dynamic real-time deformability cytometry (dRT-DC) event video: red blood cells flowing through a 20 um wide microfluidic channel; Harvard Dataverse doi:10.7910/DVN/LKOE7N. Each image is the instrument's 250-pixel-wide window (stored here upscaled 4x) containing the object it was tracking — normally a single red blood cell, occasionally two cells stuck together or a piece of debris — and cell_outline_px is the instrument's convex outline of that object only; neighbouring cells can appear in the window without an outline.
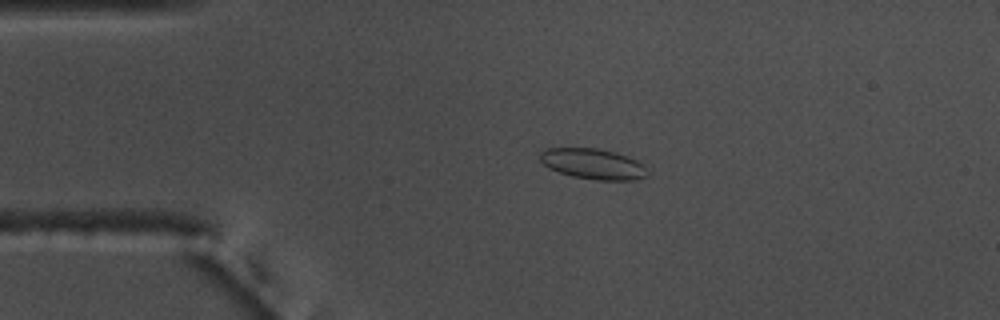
{"species": "common noctule bat (a hibernating species)", "species_latin": "Nyctalus noctula", "temperature_condition": "warm", "stored_images_in_passage": 49, "camera_frame_rate_fps": 3000, "um_per_image_px": 0.085, "animal": {"sex": "male", "body_mass_g": 17.5, "forearm_length_mm": 52.3}, "frame": {"image": 1, "passage_image": 5, "time_ms": 1.333, "image_size_px": [1000, 320], "cell_outline_px": [[648, 176], [636, 180], [596, 180], [572, 176], [548, 168], [540, 160], [540, 152], [544, 148], [596, 148], [616, 152], [628, 156], [636, 160], [648, 172]], "centroid_in_image_um": [50.39, 13.93], "position_along_channel_um": 34.6, "area_um2": 19.13}}
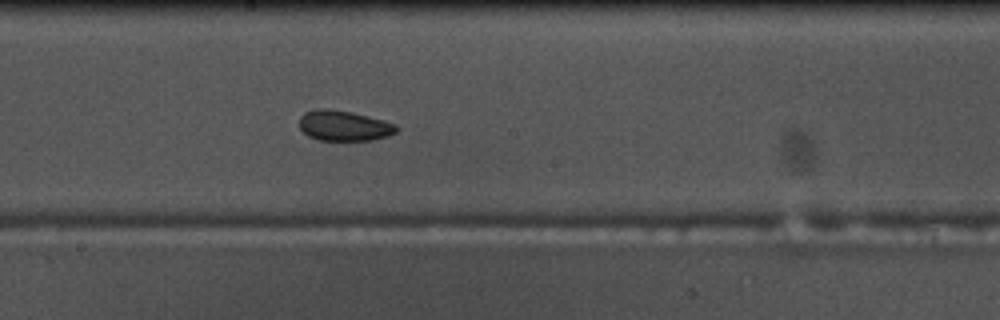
{"frame": {"image": 2, "passage_image": 23, "time_ms": 7.333, "image_size_px": [1000, 320], "cell_outline_px": [[400, 128], [396, 132], [388, 136], [372, 140], [316, 140], [308, 136], [300, 128], [300, 116], [304, 112], [320, 108], [324, 108], [352, 112], [384, 120], [396, 124]], "centroid_in_image_um": [29.25, 10.69], "position_along_channel_um": 218.9, "area_um2": 17.28}}
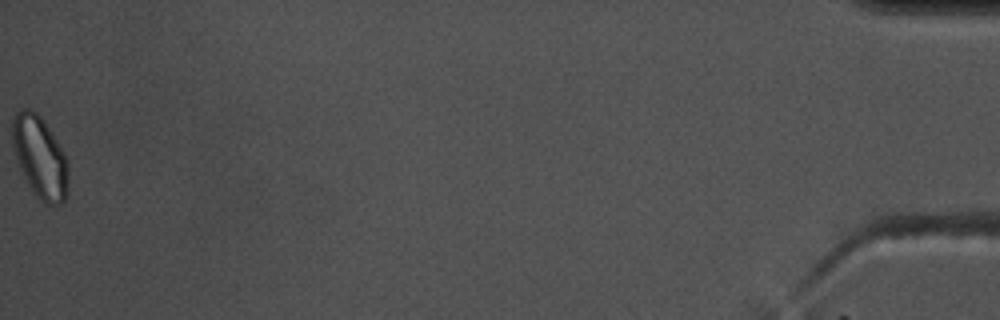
{"frame": {"image": 3, "passage_image": 49, "time_ms": 16.0, "image_size_px": [1000, 320], "cell_outline_px": [[68, 192], [64, 200], [60, 204], [44, 204], [36, 196], [28, 184], [20, 168], [12, 144], [12, 120], [16, 112], [20, 108], [28, 108], [36, 112], [44, 120], [52, 132], [64, 152], [68, 160]], "centroid_in_image_um": [3.41, 13.34], "position_along_channel_um": 431.8, "area_um2": 26.88}, "authors_computed_cell_mechanics": {"area_um2": 17.629, "velocity_mm_per_s": 3.6808, "shape_relaxation_time_tau1_ms": null, "shape_relaxation_time_tau2_ms": 2.2872, "deformation_change_tau1": null, "deformation_change_tau2": 0.072}}